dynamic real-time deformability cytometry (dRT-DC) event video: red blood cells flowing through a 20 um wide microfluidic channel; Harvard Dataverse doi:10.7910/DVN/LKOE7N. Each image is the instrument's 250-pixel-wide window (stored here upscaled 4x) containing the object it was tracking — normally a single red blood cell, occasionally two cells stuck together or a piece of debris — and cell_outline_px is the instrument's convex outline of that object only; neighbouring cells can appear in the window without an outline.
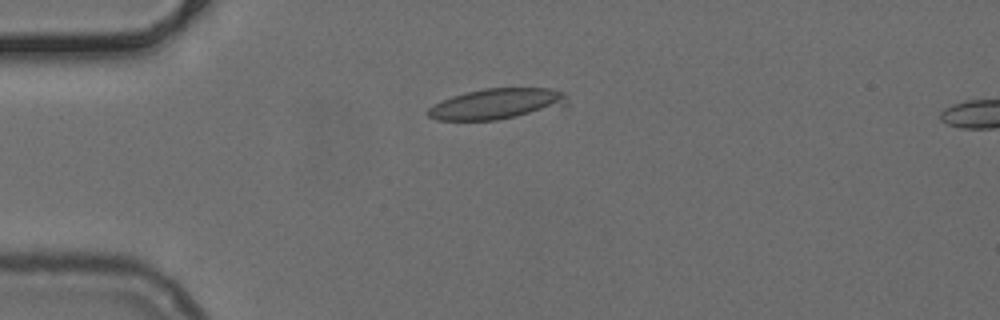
{"species": "common noctule bat (a hibernating species)", "species_latin": "Nyctalus noctula", "temperature_condition": "cold", "stored_images_in_passage": 4, "camera_frame_rate_fps": 3000, "um_per_image_px": 0.085, "animal": {"sex": "female", "body_mass_g": 24.6, "forearm_length_mm": 56.2}, "frame": {"image": 1, "passage_image": 1, "time_ms": 0.0, "image_size_px": [1000, 320], "cell_outline_px": [[568, 104], [516, 116], [496, 120], [436, 120], [428, 116], [424, 112], [428, 108], [452, 96], [464, 92], [484, 88], [548, 88], [564, 92]], "centroid_in_image_um": [42.16, 8.82], "position_along_channel_um": 42.8, "area_um2": 24.57}}